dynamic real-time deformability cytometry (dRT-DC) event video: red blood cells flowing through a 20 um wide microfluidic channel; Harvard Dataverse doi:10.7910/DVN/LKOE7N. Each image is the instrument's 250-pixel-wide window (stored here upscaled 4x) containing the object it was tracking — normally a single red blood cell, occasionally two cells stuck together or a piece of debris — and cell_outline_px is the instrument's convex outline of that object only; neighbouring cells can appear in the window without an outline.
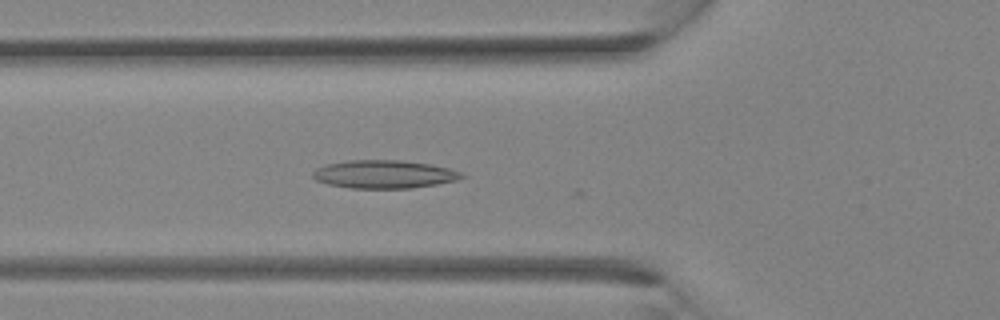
{"species": "Egyptian fruit bat (a non-hibernating species)", "species_latin": "Rousettus aegyptiacus", "temperature_condition": "room temperature", "stored_images_in_passage": 11, "camera_frame_rate_fps": 3000, "um_per_image_px": 0.085, "animal": {"sex": "female"}, "frame": {"image": 1, "passage_image": 10, "time_ms": 3.0, "image_size_px": [1000, 320], "cell_outline_px": [[464, 176], [456, 180], [436, 184], [412, 188], [348, 188], [328, 184], [316, 180], [312, 176], [312, 172], [316, 168], [328, 164], [348, 160], [400, 160], [432, 164], [448, 168], [460, 172]], "centroid_in_image_um": [32.62, 14.81], "position_along_channel_um": 93.2, "area_um2": 24.33}}